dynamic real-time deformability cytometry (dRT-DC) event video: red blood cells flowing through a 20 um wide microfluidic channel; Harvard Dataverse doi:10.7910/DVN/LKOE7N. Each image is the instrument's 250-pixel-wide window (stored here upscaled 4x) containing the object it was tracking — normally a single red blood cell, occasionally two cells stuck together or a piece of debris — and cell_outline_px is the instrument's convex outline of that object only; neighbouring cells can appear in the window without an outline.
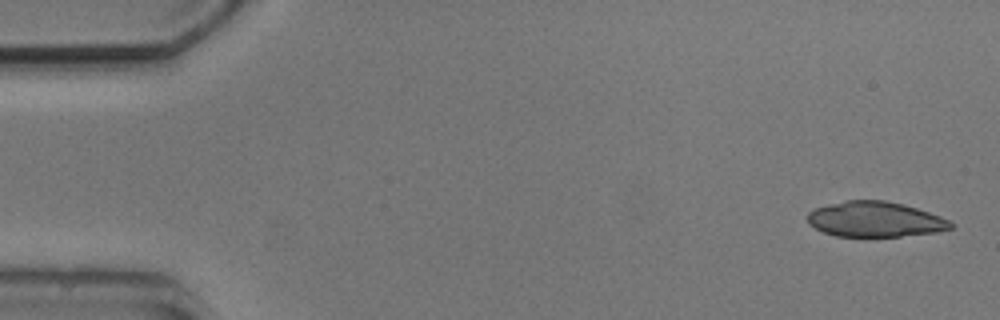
{"species": "common noctule bat (a hibernating species)", "species_latin": "Nyctalus noctula", "temperature_condition": "cold", "stored_images_in_passage": 4, "camera_frame_rate_fps": 3000, "um_per_image_px": 0.085, "animal": {"sex": "male", "body_mass_g": 20.5, "forearm_length_mm": 52.5}, "frame": {"image": 1, "passage_image": 1, "time_ms": 0.0, "image_size_px": [1000, 320], "cell_outline_px": [[952, 228], [936, 232], [900, 236], [836, 236], [824, 232], [808, 224], [808, 212], [816, 208], [828, 204], [844, 200], [884, 200], [904, 204], [940, 216], [948, 220], [952, 224]], "centroid_in_image_um": [74.36, 18.63], "position_along_channel_um": 10.6, "area_um2": 29.25}}